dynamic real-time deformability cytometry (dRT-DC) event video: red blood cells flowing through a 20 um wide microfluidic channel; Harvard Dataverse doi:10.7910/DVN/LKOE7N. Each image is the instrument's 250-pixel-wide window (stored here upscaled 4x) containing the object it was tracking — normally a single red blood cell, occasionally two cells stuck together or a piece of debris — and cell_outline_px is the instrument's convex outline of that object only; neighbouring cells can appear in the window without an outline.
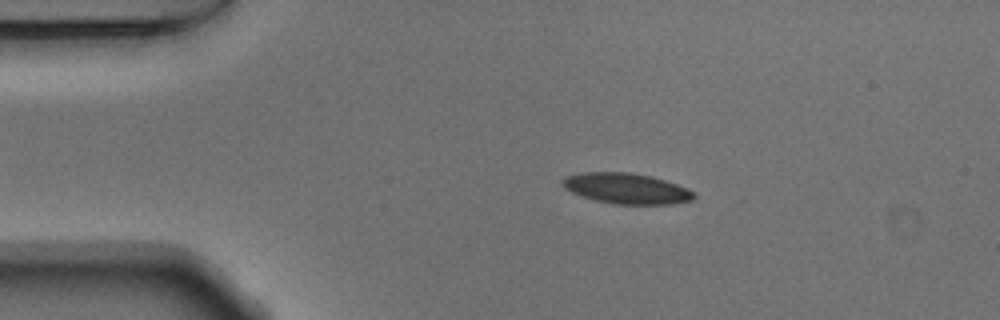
{"species": "Egyptian fruit bat (a non-hibernating species)", "species_latin": "Rousettus aegyptiacus", "temperature_condition": "warm", "stored_images_in_passage": 52, "camera_frame_rate_fps": 3000, "um_per_image_px": 0.085, "animal": {"sex": "male"}, "frame": {"image": 1, "passage_image": 9, "time_ms": 2.667, "image_size_px": [1000, 320], "cell_outline_px": [[696, 196], [692, 200], [676, 204], [612, 204], [596, 200], [572, 192], [564, 188], [560, 184], [560, 180], [568, 176], [580, 172], [628, 172], [652, 176], [688, 188]], "centroid_in_image_um": [53.24, 16.02], "position_along_channel_um": 31.8, "area_um2": 23.47}}
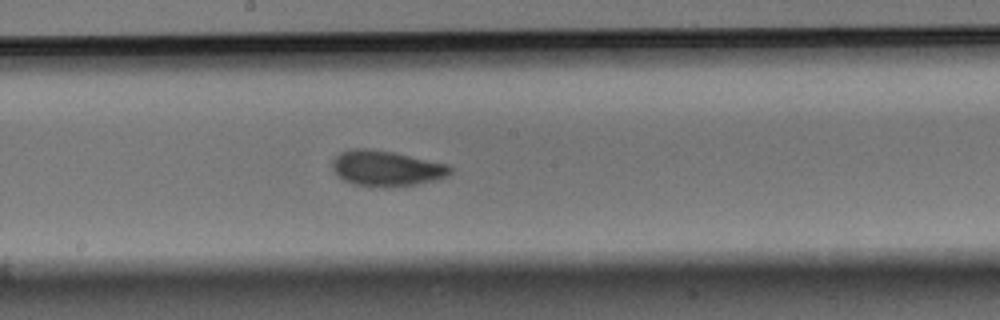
{"frame": {"image": 2, "passage_image": 27, "time_ms": 8.667, "image_size_px": [1000, 320], "cell_outline_px": [[452, 172], [448, 176], [436, 180], [416, 184], [380, 188], [372, 188], [352, 184], [336, 176], [332, 168], [332, 160], [340, 152], [352, 148], [368, 148], [392, 152], [448, 164], [452, 168]], "centroid_in_image_um": [32.8, 14.32], "position_along_channel_um": 215.4, "area_um2": 24.8}}
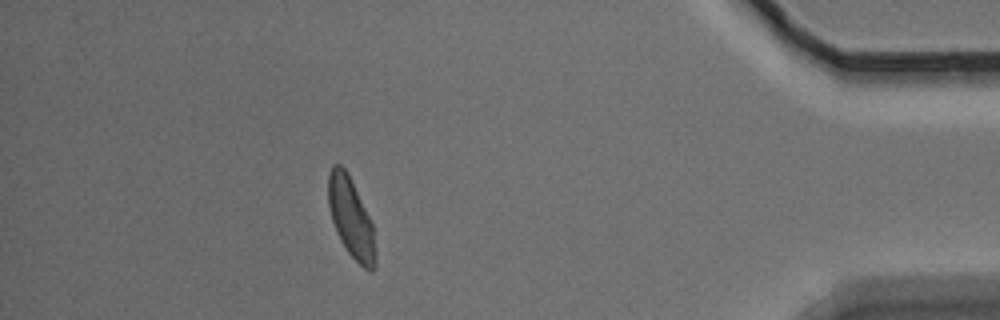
{"frame": {"image": 3, "passage_image": 46, "time_ms": 15.0, "image_size_px": [1000, 320], "cell_outline_px": [[376, 264], [372, 268], [364, 268], [348, 252], [340, 240], [332, 220], [328, 204], [328, 172], [332, 164], [340, 164], [348, 172], [372, 224], [376, 252]], "centroid_in_image_um": [29.81, 18.47], "position_along_channel_um": 405.4, "area_um2": 21.62}, "authors_computed_cell_mechanics": {"area_um2": 23.0911, "velocity_mm_per_s": 3.7755, "shape_relaxation_time_tau1_ms": 4.2444, "shape_relaxation_time_tau2_ms": 1.5311, "deformation_change_tau1": 0.1255, "deformation_change_tau2": 0.0683}}